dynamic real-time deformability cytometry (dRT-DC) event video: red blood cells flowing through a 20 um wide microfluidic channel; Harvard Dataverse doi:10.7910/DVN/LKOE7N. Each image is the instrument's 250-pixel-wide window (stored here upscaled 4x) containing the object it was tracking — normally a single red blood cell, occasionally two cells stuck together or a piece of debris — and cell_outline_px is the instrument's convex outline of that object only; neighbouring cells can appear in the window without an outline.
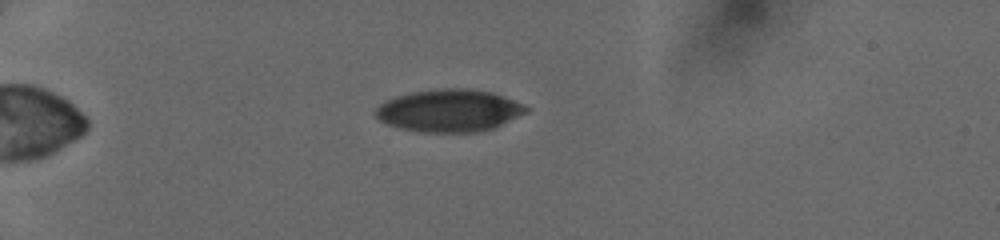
{"species": "human", "species_latin": "Homo sapiens", "temperature_condition": "cold", "stored_images_in_passage": 34, "camera_frame_rate_fps": 3000, "um_per_image_px": 0.085, "donor": {"sex": "female"}, "frame": {"image": 1, "passage_image": 4, "time_ms": 1.0, "image_size_px": [1000, 240], "cell_outline_px": [[532, 108], [528, 112], [492, 128], [480, 132], [424, 132], [400, 128], [388, 124], [380, 120], [372, 112], [384, 100], [396, 96], [412, 92], [444, 88], [468, 88], [492, 92], [524, 104]], "centroid_in_image_um": [38.19, 9.39], "position_along_channel_um": 46.8, "area_um2": 37.28}}
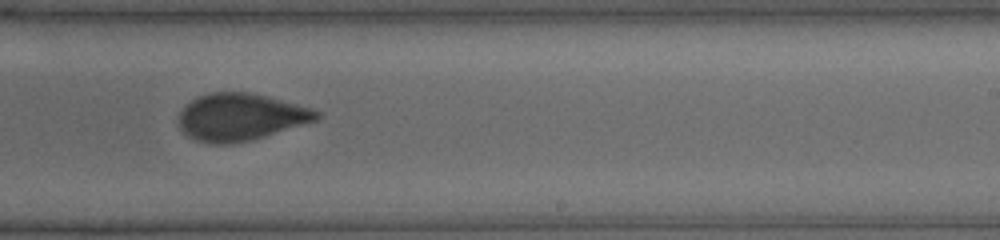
{"frame": {"image": 2, "passage_image": 23, "time_ms": 7.333, "image_size_px": [1000, 240], "cell_outline_px": [[320, 116], [316, 120], [264, 136], [232, 144], [212, 144], [196, 140], [188, 136], [180, 128], [180, 112], [192, 100], [200, 96], [212, 92], [252, 92], [312, 108], [320, 112]], "centroid_in_image_um": [20.45, 9.94], "position_along_channel_um": 268.6, "area_um2": 37.4}}
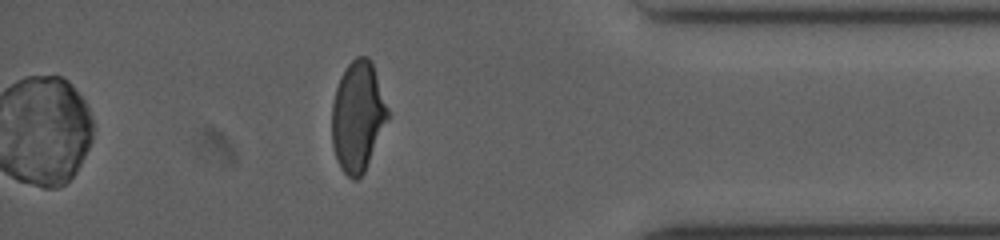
{"frame": {"image": 3, "passage_image": 34, "time_ms": 11.0, "image_size_px": [1000, 240], "cell_outline_px": [[388, 120], [364, 172], [356, 180], [352, 180], [340, 168], [332, 144], [332, 104], [336, 88], [340, 76], [344, 68], [356, 56], [368, 56], [372, 60], [388, 108]], "centroid_in_image_um": [30.41, 9.86], "position_along_channel_um": 404.8, "area_um2": 35.95}}